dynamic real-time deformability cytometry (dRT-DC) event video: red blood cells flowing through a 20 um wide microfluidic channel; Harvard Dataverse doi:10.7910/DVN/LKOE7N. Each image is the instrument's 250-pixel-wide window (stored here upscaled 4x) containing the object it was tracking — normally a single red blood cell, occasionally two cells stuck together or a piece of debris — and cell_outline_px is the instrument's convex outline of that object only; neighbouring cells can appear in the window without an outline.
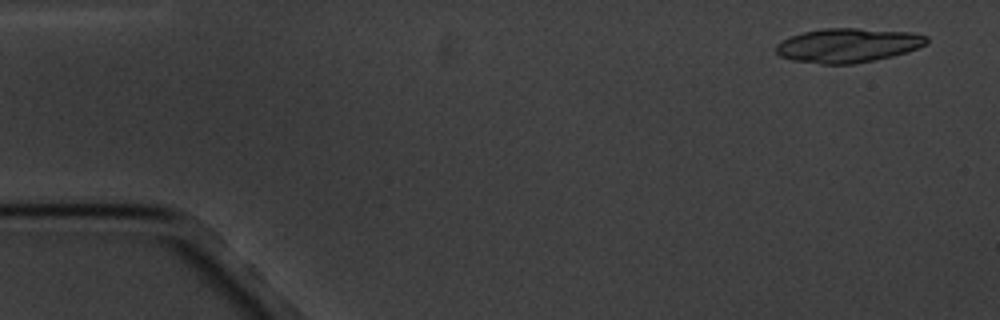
{"species": "common noctule bat (a hibernating species)", "species_latin": "Nyctalus noctula", "temperature_condition": "cold", "stored_images_in_passage": 6, "camera_frame_rate_fps": 3000, "um_per_image_px": 0.085, "animal": {"sex": "male", "body_mass_g": 20.1, "forearm_length_mm": 53.5}, "frame": {"image": 1, "passage_image": 1, "time_ms": 0.0, "image_size_px": [1000, 320], "cell_outline_px": [[928, 44], [892, 56], [856, 64], [820, 64], [792, 60], [780, 56], [776, 52], [776, 44], [792, 36], [804, 32], [824, 28], [856, 28], [912, 32], [928, 36]], "centroid_in_image_um": [72.08, 3.85], "position_along_channel_um": 12.9, "area_um2": 29.94}}